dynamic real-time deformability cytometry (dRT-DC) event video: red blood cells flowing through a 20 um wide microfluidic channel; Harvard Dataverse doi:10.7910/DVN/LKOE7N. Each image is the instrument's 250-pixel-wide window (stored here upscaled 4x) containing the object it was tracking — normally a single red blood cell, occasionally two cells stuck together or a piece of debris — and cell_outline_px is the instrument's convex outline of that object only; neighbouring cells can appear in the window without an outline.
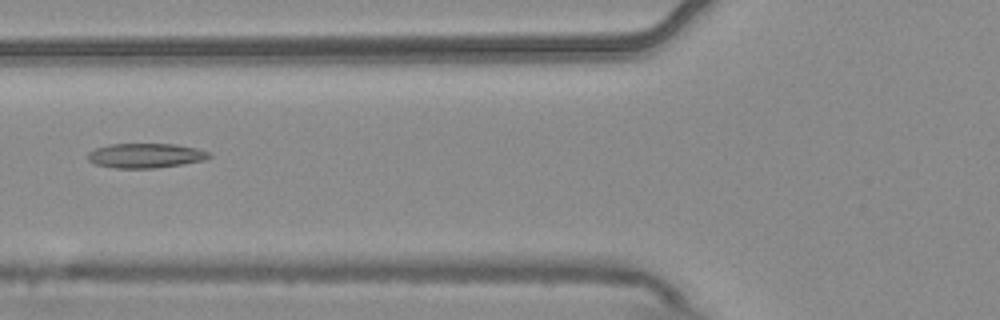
{"species": "common noctule bat (a hibernating species)", "species_latin": "Nyctalus noctula", "temperature_condition": "warm", "stored_images_in_passage": 7, "camera_frame_rate_fps": 3000, "um_per_image_px": 0.085, "animal": {"sex": "male", "body_mass_g": 20.4}, "frame": {"image": 1, "passage_image": 7, "time_ms": 2.0, "image_size_px": [1000, 320], "cell_outline_px": [[212, 156], [204, 160], [184, 164], [156, 168], [116, 168], [96, 164], [88, 160], [88, 152], [96, 148], [112, 144], [176, 144], [196, 148], [208, 152]], "centroid_in_image_um": [12.39, 13.23], "position_along_channel_um": 113.4, "area_um2": 17.34}}